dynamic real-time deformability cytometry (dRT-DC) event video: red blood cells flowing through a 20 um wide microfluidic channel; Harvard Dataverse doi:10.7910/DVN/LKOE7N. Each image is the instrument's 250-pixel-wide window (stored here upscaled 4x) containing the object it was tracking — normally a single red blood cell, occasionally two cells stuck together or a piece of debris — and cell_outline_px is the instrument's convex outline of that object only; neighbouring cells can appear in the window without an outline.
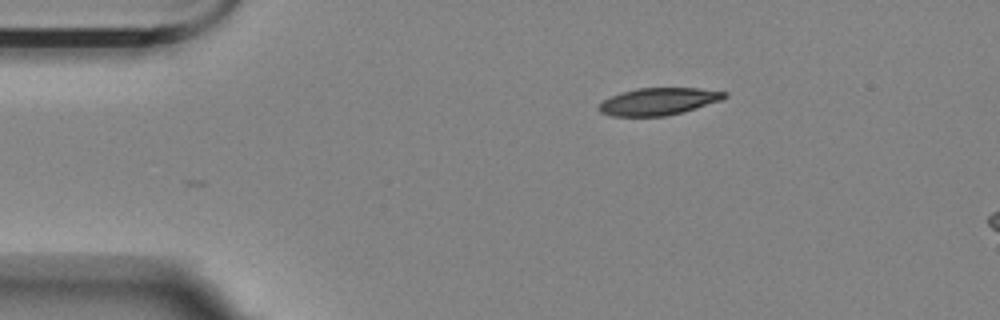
{"species": "Egyptian fruit bat (a non-hibernating species)", "species_latin": "Rousettus aegyptiacus", "temperature_condition": "room temperature", "stored_images_in_passage": 7, "camera_frame_rate_fps": 3000, "um_per_image_px": 0.085, "animal": {"sex": "female"}, "frame": {"image": 1, "passage_image": 1, "time_ms": 0.0, "image_size_px": [1000, 320], "cell_outline_px": [[728, 96], [720, 100], [680, 112], [664, 116], [612, 116], [600, 112], [596, 108], [604, 100], [612, 96], [636, 88], [700, 88], [728, 92]], "centroid_in_image_um": [55.96, 8.61], "position_along_channel_um": 29.0, "area_um2": 19.59}}